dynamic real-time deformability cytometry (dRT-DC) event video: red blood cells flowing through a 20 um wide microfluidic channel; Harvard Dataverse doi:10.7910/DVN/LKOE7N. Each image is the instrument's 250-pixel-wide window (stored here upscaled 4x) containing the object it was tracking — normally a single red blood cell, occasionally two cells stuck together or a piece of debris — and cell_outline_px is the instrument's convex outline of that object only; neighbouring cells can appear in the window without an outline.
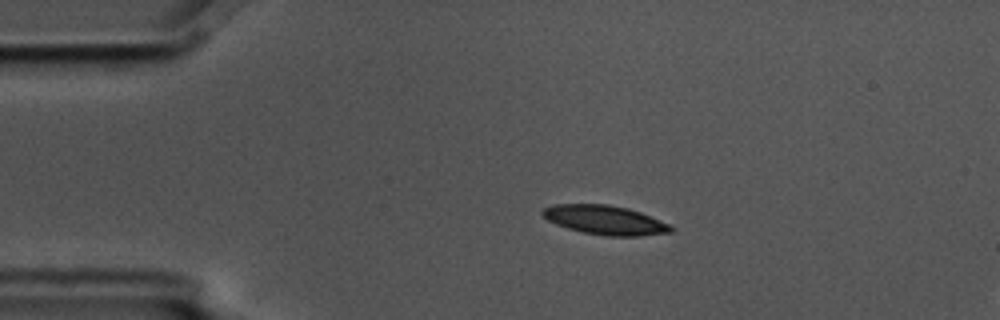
{"species": "common noctule bat (a hibernating species)", "species_latin": "Nyctalus noctula", "temperature_condition": "cold", "stored_images_in_passage": 5, "camera_frame_rate_fps": 3000, "um_per_image_px": 0.085, "animal": {"sex": "male", "body_mass_g": 17.5, "forearm_length_mm": 52.3}, "frame": {"image": 1, "passage_image": 3, "time_ms": 0.667, "image_size_px": [1000, 320], "cell_outline_px": [[676, 228], [672, 232], [640, 236], [608, 236], [584, 232], [568, 228], [556, 224], [548, 220], [540, 212], [544, 208], [552, 204], [608, 204], [628, 208], [640, 212], [672, 224]], "centroid_in_image_um": [51.48, 18.7], "position_along_channel_um": 33.5, "area_um2": 21.96}}
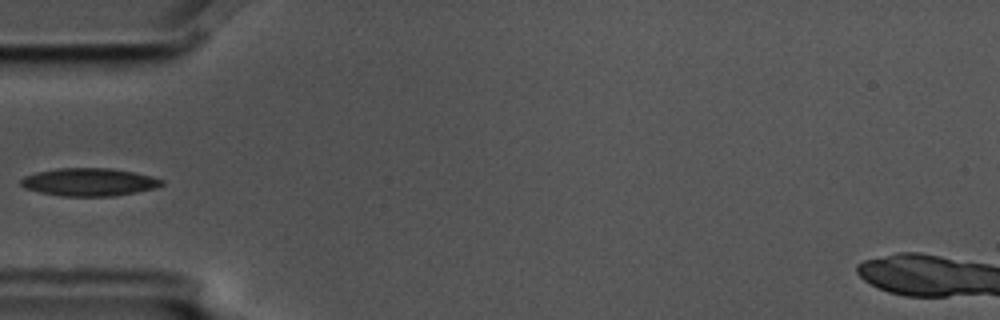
{"frame": {"image": 2, "passage_image": 5, "time_ms": 1.333, "image_size_px": [1000, 320], "cell_outline_px": [[164, 184], [156, 188], [136, 192], [112, 196], [64, 196], [40, 192], [24, 188], [20, 184], [20, 180], [24, 176], [36, 172], [60, 168], [108, 168], [132, 172], [152, 176], [164, 180]], "centroid_in_image_um": [7.58, 15.47], "position_along_channel_um": 77.4, "area_um2": 22.77}}